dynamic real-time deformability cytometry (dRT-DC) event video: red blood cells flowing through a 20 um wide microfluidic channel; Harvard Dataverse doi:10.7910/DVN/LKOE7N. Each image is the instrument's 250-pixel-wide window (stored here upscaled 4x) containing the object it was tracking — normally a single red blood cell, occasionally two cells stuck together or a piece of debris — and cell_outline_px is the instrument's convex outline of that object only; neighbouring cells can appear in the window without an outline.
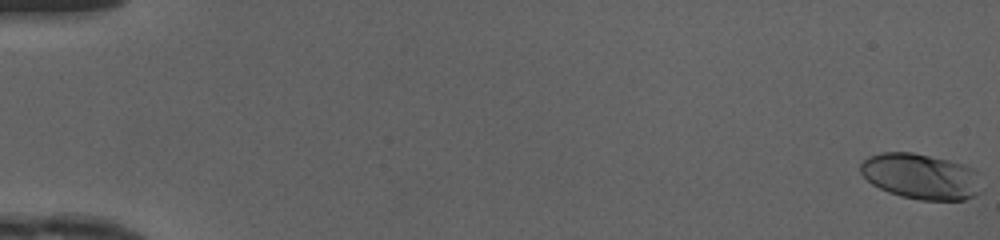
{"species": "human", "species_latin": "Homo sapiens", "temperature_condition": "cold", "stored_images_in_passage": 51, "camera_frame_rate_fps": 3000, "um_per_image_px": 0.085, "donor": {"sex": "female"}, "frame": {"image": 1, "passage_image": 1, "time_ms": 0.0, "image_size_px": [1000, 240], "cell_outline_px": [[980, 192], [976, 196], [964, 200], [920, 200], [900, 196], [888, 192], [872, 184], [860, 172], [860, 164], [868, 156], [880, 152], [912, 152], [948, 160], [964, 164], [976, 168]], "centroid_in_image_um": [78.27, 14.99], "position_along_channel_um": 6.7, "area_um2": 32.31}}
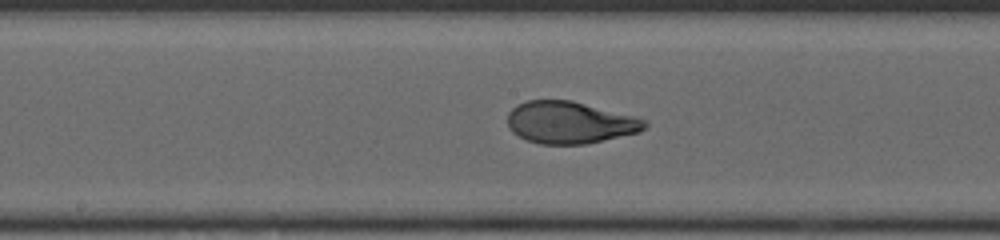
{"frame": {"image": 2, "passage_image": 28, "time_ms": 9.0, "image_size_px": [1000, 240], "cell_outline_px": [[648, 124], [640, 132], [584, 144], [540, 144], [528, 140], [512, 132], [508, 128], [508, 112], [516, 104], [528, 100], [572, 100], [636, 116], [648, 120]], "centroid_in_image_um": [48.45, 10.4], "position_along_channel_um": 199.8, "area_um2": 33.76}}
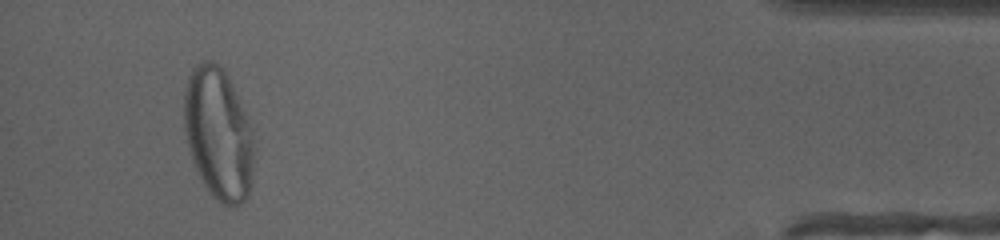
{"frame": {"image": 3, "passage_image": 48, "time_ms": 15.667, "image_size_px": [1000, 240], "cell_outline_px": [[252, 180], [248, 196], [240, 204], [232, 208], [216, 200], [212, 196], [204, 184], [192, 160], [184, 128], [184, 92], [188, 76], [192, 68], [196, 64], [204, 60], [212, 60], [228, 76], [244, 112], [252, 132]], "centroid_in_image_um": [18.54, 11.39], "position_along_channel_um": 416.7, "area_um2": 53.18}, "authors_computed_cell_mechanics": {"area_um2": 33.8708, "velocity_mm_per_s": 4.1767, "shape_relaxation_time_tau1_ms": 5.1245, "shape_relaxation_time_tau2_ms": null, "deformation_change_tau1": 0.2552, "deformation_change_tau2": null}}